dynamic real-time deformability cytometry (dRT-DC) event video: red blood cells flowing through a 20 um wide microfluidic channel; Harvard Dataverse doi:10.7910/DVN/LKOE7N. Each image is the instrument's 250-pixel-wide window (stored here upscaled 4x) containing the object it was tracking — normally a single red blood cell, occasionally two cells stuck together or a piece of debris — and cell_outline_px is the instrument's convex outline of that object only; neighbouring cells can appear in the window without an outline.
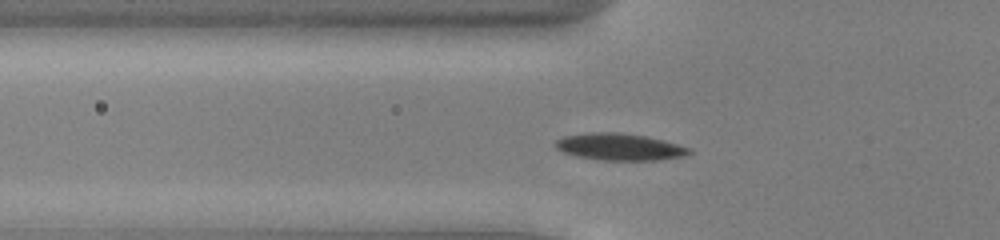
{"species": "common noctule bat (a hibernating species)", "species_latin": "Nyctalus noctula", "temperature_condition": "cold", "stored_images_in_passage": 46, "camera_frame_rate_fps": 3000, "um_per_image_px": 0.085, "animal": {"sex": "male", "body_mass_g": 13.0, "forearm_length_mm": 53.1}, "frame": {"image": 1, "passage_image": 12, "time_ms": 3.667, "image_size_px": [1000, 240], "cell_outline_px": [[692, 152], [688, 156], [656, 160], [600, 160], [576, 156], [564, 152], [556, 148], [552, 144], [556, 140], [564, 136], [588, 132], [620, 132], [644, 136], [664, 140], [692, 148]], "centroid_in_image_um": [52.68, 12.48], "position_along_channel_um": 73.1, "area_um2": 21.21}}
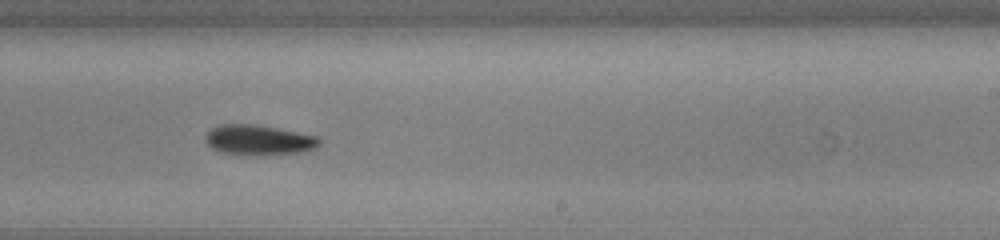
{"frame": {"image": 2, "passage_image": 27, "time_ms": 8.667, "image_size_px": [1000, 240], "cell_outline_px": [[320, 144], [316, 148], [300, 152], [260, 156], [220, 152], [212, 148], [204, 140], [204, 136], [212, 128], [220, 124], [256, 124], [316, 136], [320, 140]], "centroid_in_image_um": [21.96, 11.91], "position_along_channel_um": 267.0, "area_um2": 20.06}}
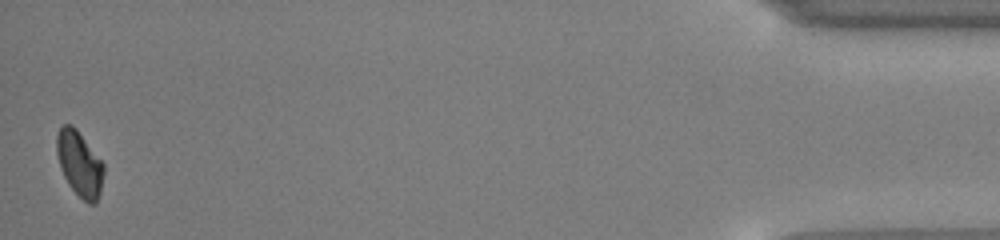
{"frame": {"image": 3, "passage_image": 46, "time_ms": 15.0, "image_size_px": [1000, 240], "cell_outline_px": [[104, 172], [100, 192], [96, 204], [88, 204], [68, 184], [60, 168], [56, 152], [56, 136], [60, 128], [64, 124], [72, 124], [76, 128], [104, 164]], "centroid_in_image_um": [6.75, 13.91], "position_along_channel_um": 428.4, "area_um2": 17.8}, "authors_computed_cell_mechanics": {"area_um2": 19.652, "velocity_mm_per_s": 3.8935, "shape_relaxation_time_tau1_ms": 1.8583, "shape_relaxation_time_tau2_ms": null, "deformation_change_tau1": 0.1047, "deformation_change_tau2": null}}